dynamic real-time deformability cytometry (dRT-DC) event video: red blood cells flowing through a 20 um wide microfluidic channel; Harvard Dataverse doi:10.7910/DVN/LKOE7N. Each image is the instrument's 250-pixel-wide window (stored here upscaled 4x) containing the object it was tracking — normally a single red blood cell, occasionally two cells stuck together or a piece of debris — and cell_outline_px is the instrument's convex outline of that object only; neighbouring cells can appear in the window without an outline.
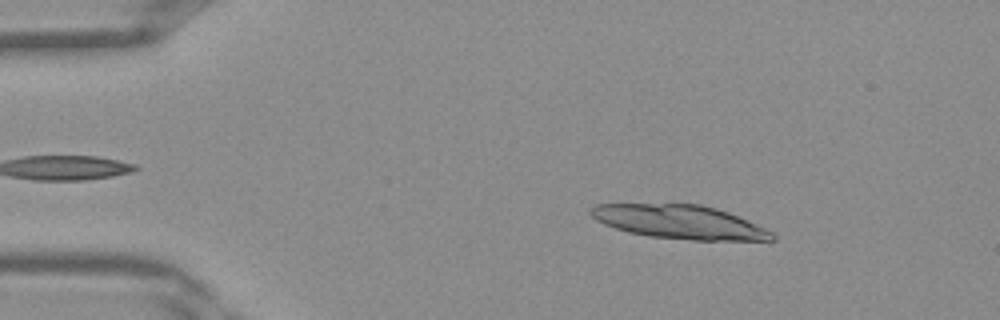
{"species": "Egyptian fruit bat (a non-hibernating species)", "species_latin": "Rousettus aegyptiacus", "temperature_condition": "warm", "stored_images_in_passage": 38, "segment_of_instrument_passage": [1, 2], "camera_frame_rate_fps": 3000, "um_per_image_px": 0.085, "frame": {"image": 1, "passage_image": 5, "time_ms": 1.333, "image_size_px": [1000, 320], "cell_outline_px": [[772, 240], [696, 240], [652, 236], [632, 232], [616, 228], [592, 216], [592, 208], [600, 204], [696, 204], [712, 208], [736, 216], [768, 232], [772, 236]], "centroid_in_image_um": [57.7, 18.86], "position_along_channel_um": 27.3, "area_um2": 33.81}}